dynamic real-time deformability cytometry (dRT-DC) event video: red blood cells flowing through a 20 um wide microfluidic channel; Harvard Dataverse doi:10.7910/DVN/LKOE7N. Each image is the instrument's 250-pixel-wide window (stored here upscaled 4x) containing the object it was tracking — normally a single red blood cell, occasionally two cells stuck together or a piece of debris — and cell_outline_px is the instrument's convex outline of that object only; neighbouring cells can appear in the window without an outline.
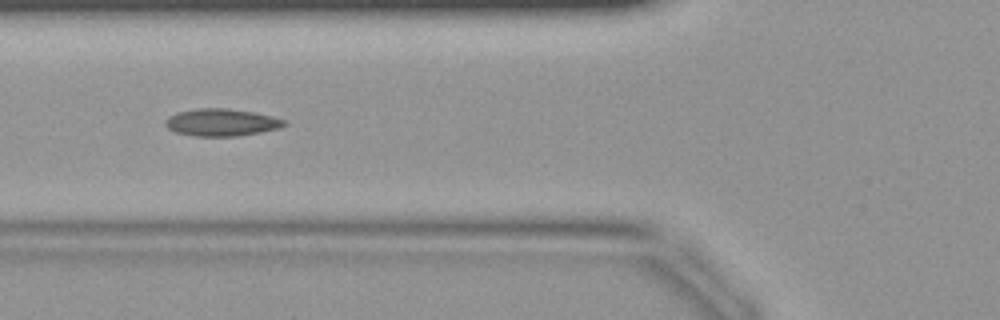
{"species": "common noctule bat (a hibernating species)", "species_latin": "Nyctalus noctula", "temperature_condition": "warm", "stored_images_in_passage": 16, "camera_frame_rate_fps": 3000, "um_per_image_px": 0.085, "animal": {"sex": "female", "body_mass_g": 19.9}, "frame": {"image": 1, "passage_image": 5, "time_ms": 1.333, "image_size_px": [1000, 320], "cell_outline_px": [[288, 124], [280, 128], [260, 132], [236, 136], [192, 136], [176, 132], [168, 128], [164, 124], [164, 120], [168, 116], [176, 112], [200, 108], [228, 108], [252, 112], [272, 116], [288, 120]], "centroid_in_image_um": [18.83, 10.4], "position_along_channel_um": 107.0, "area_um2": 19.07}}
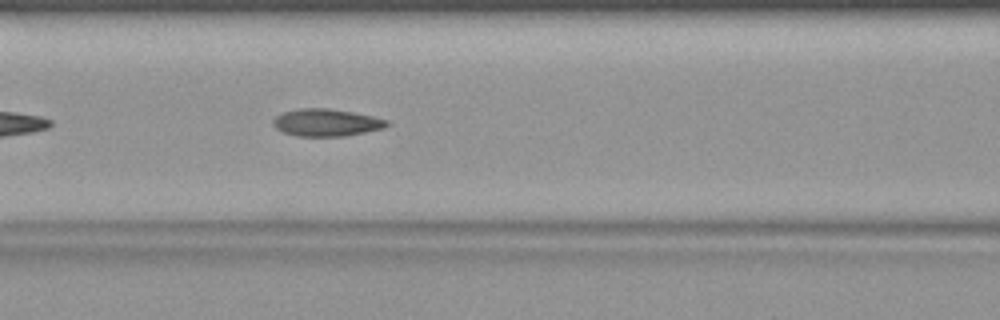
{"frame": {"image": 2, "passage_image": 7, "time_ms": 2.0, "image_size_px": [1000, 320], "cell_outline_px": [[392, 124], [384, 128], [344, 136], [296, 136], [284, 132], [276, 128], [272, 124], [272, 120], [280, 112], [300, 108], [328, 108], [352, 112], [372, 116], [388, 120]], "centroid_in_image_um": [27.72, 10.41], "position_along_channel_um": 138.9, "area_um2": 18.21}}